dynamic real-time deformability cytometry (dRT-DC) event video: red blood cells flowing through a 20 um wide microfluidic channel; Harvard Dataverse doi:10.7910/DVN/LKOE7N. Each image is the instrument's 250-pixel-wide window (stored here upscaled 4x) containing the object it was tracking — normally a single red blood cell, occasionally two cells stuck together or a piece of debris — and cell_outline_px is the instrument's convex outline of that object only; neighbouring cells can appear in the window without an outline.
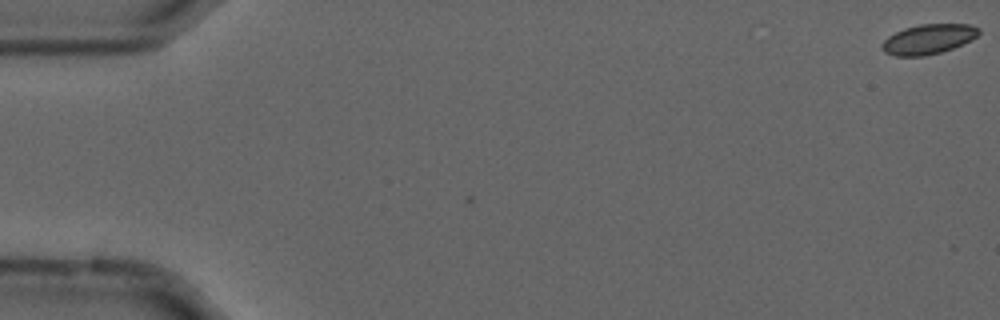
{"species": "common noctule bat (a hibernating species)", "species_latin": "Nyctalus noctula", "temperature_condition": "cold", "stored_images_in_passage": 3, "camera_frame_rate_fps": 3000, "um_per_image_px": 0.085, "animal": {"sex": "male", "forearm_length_mm": 52.5}, "frame": {"image": 1, "passage_image": 3, "time_ms": 0.667, "image_size_px": [1000, 320], "cell_outline_px": [[980, 32], [972, 40], [952, 48], [940, 52], [924, 56], [896, 56], [884, 52], [880, 48], [880, 44], [888, 36], [904, 28], [920, 24], [972, 24], [980, 28]], "centroid_in_image_um": [78.9, 3.32], "position_along_channel_um": 6.1, "area_um2": 16.94}}